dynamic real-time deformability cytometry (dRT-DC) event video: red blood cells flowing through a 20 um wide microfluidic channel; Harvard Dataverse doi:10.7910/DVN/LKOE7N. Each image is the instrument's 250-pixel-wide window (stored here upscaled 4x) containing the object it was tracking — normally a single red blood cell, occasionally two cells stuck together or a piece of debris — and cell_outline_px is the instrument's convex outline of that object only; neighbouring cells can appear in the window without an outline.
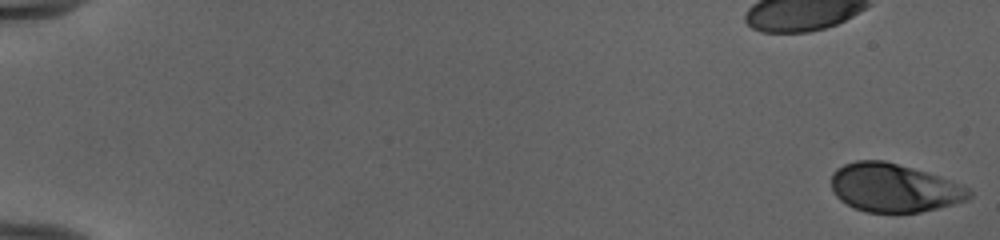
{"species": "human", "species_latin": "Homo sapiens", "temperature_condition": "cold", "stored_images_in_passage": 53, "camera_frame_rate_fps": 3000, "um_per_image_px": 0.085, "donor": {"sex": "female"}, "frame": {"image": 1, "passage_image": 1, "time_ms": 0.0, "image_size_px": [1000, 240], "cell_outline_px": [[972, 196], [968, 200], [920, 212], [868, 212], [852, 208], [840, 200], [836, 196], [832, 188], [832, 172], [836, 168], [844, 164], [856, 160], [884, 160], [940, 176], [968, 188], [972, 192]], "centroid_in_image_um": [75.96, 15.96], "position_along_channel_um": 9.0, "area_um2": 38.84}}
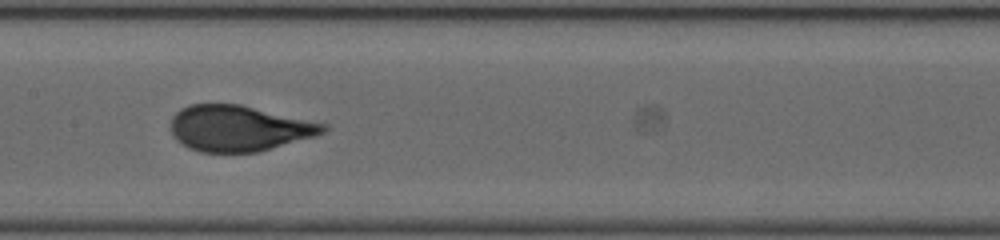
{"frame": {"image": 2, "passage_image": 29, "time_ms": 9.333, "image_size_px": [1000, 240], "cell_outline_px": [[328, 128], [324, 132], [316, 136], [256, 152], [200, 152], [188, 148], [176, 140], [172, 132], [172, 116], [180, 108], [188, 104], [240, 104], [328, 124]], "centroid_in_image_um": [20.3, 10.9], "position_along_channel_um": 187.1, "area_um2": 40.69}}
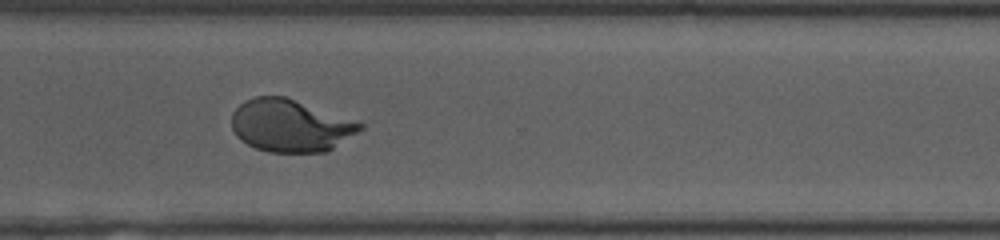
{"frame": {"image": 3, "passage_image": 41, "time_ms": 13.333, "image_size_px": [1000, 240], "cell_outline_px": [[364, 128], [328, 152], [268, 152], [256, 148], [240, 140], [236, 136], [232, 128], [232, 112], [244, 100], [256, 96], [284, 96], [360, 120], [364, 124]], "centroid_in_image_um": [24.73, 10.67], "position_along_channel_um": 345.9, "area_um2": 39.82}, "authors_computed_cell_mechanics": {"area_um2": 40.6334, "velocity_mm_per_s": 3.9791, "shape_relaxation_time_tau1_ms": 7.0495, "shape_relaxation_time_tau2_ms": null, "deformation_change_tau1": 0.2785, "deformation_change_tau2": null}}